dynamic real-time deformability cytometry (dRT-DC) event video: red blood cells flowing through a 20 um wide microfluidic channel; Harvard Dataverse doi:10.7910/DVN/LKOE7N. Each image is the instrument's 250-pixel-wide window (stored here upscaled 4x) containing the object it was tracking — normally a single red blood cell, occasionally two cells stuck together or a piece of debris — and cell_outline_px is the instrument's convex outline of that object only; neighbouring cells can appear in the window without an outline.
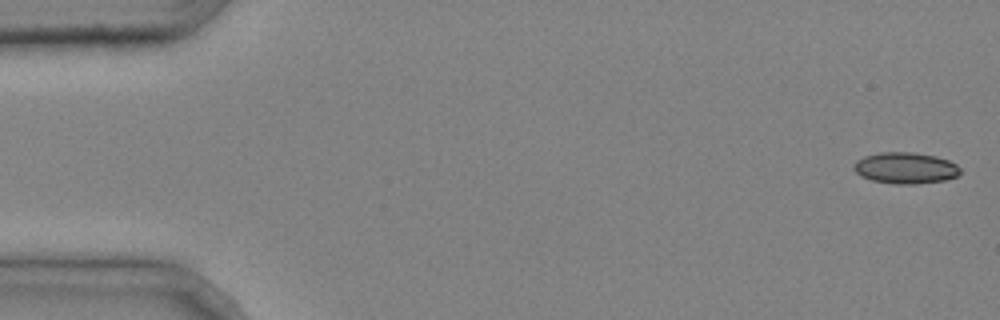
{"species": "common noctule bat (a hibernating species)", "species_latin": "Nyctalus noctula", "temperature_condition": "cold", "stored_images_in_passage": 4, "camera_frame_rate_fps": 3000, "um_per_image_px": 0.085, "animal": {"sex": "male", "body_mass_g": 20.4}, "frame": {"image": 1, "passage_image": 1, "time_ms": 0.0, "image_size_px": [1000, 320], "cell_outline_px": [[960, 172], [956, 176], [944, 180], [916, 184], [896, 184], [872, 180], [860, 176], [852, 168], [856, 160], [864, 156], [880, 152], [912, 152], [936, 156], [948, 160], [956, 164], [960, 168]], "centroid_in_image_um": [76.94, 14.27], "position_along_channel_um": 8.1, "area_um2": 19.42}}
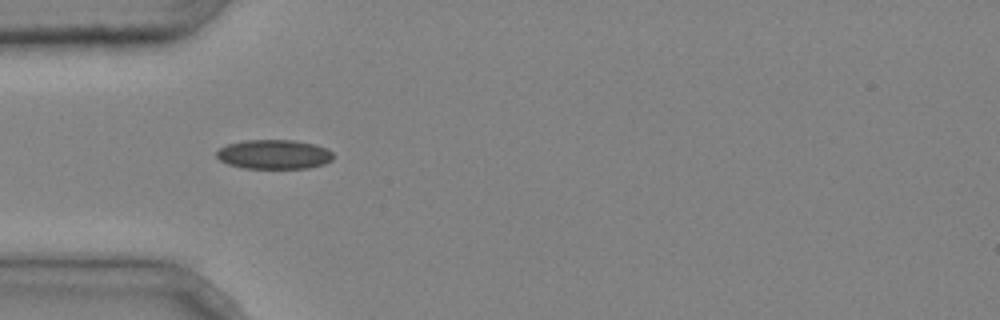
{"frame": {"image": 2, "passage_image": 4, "time_ms": 1.0, "image_size_px": [1000, 320], "cell_outline_px": [[332, 160], [324, 164], [308, 168], [240, 168], [228, 164], [220, 160], [216, 156], [216, 152], [220, 148], [228, 144], [244, 140], [292, 140], [316, 144], [328, 148], [332, 152]], "centroid_in_image_um": [23.3, 13.12], "position_along_channel_um": 61.7, "area_um2": 20.06}}